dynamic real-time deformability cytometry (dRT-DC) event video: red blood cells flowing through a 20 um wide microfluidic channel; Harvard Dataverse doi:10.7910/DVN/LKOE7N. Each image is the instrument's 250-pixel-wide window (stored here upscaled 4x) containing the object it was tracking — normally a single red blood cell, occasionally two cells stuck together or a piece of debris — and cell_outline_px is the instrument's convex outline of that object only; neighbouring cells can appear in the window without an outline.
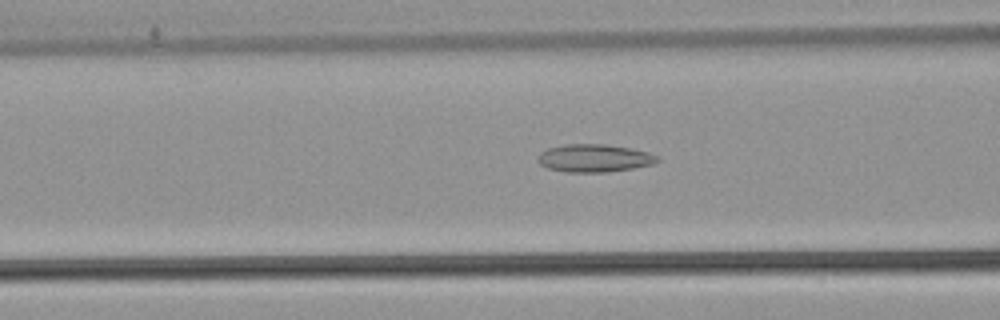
{"species": "common noctule bat (a hibernating species)", "species_latin": "Nyctalus noctula", "temperature_condition": "warm", "stored_images_in_passage": 53, "camera_frame_rate_fps": 3000, "um_per_image_px": 0.085, "animal": {"sex": "male", "body_mass_g": 21.5, "forearm_length_mm": 52.0}, "frame": {"image": 1, "passage_image": 22, "time_ms": 7.0, "image_size_px": [1000, 320], "cell_outline_px": [[660, 160], [652, 164], [632, 168], [608, 172], [564, 172], [548, 168], [540, 164], [536, 160], [540, 152], [548, 148], [564, 144], [604, 144], [632, 148], [648, 152], [660, 156]], "centroid_in_image_um": [50.51, 13.44], "position_along_channel_um": 116.1, "area_um2": 19.54}}
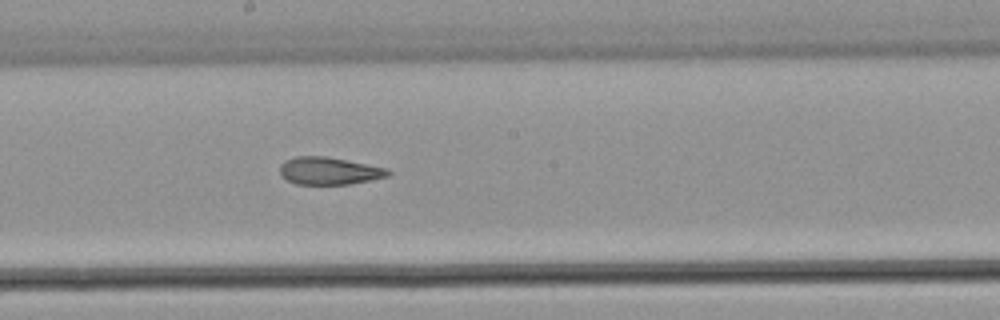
{"frame": {"image": 2, "passage_image": 30, "time_ms": 9.667, "image_size_px": [1000, 320], "cell_outline_px": [[392, 172], [388, 176], [372, 180], [348, 184], [296, 184], [280, 176], [280, 164], [284, 160], [296, 156], [324, 156], [388, 168]], "centroid_in_image_um": [27.96, 14.52], "position_along_channel_um": 220.2, "area_um2": 17.34}}
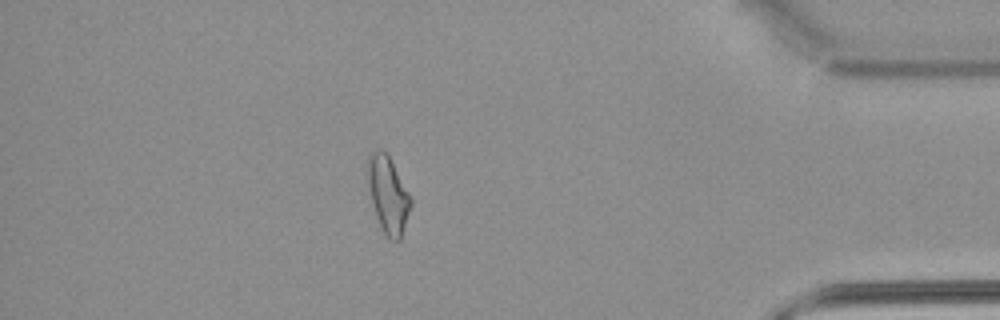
{"frame": {"image": 3, "passage_image": 47, "time_ms": 15.333, "image_size_px": [1000, 320], "cell_outline_px": [[412, 204], [400, 240], [388, 240], [380, 228], [372, 204], [368, 184], [368, 156], [376, 148], [380, 148], [388, 156], [408, 192], [412, 200]], "centroid_in_image_um": [32.97, 16.59], "position_along_channel_um": 402.2, "area_um2": 19.02}, "authors_computed_cell_mechanics": {"area_um2": 19.5364, "velocity_mm_per_s": 3.9171, "shape_relaxation_time_tau1_ms": null, "shape_relaxation_time_tau2_ms": 1.9044, "deformation_change_tau1": null, "deformation_change_tau2": 0.098}}